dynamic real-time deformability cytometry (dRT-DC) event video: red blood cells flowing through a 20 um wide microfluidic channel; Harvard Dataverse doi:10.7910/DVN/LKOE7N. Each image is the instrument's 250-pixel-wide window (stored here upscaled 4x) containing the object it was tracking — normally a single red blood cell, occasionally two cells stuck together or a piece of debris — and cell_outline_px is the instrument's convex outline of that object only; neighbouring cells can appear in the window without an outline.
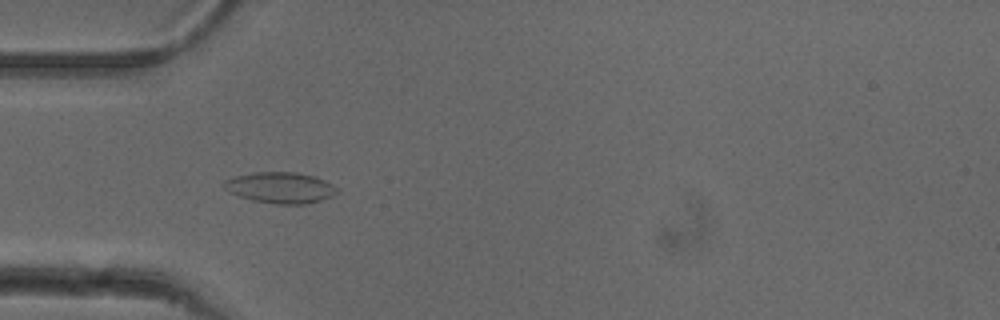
{"species": "common noctule bat (a hibernating species)", "species_latin": "Nyctalus noctula", "temperature_condition": "cold", "stored_images_in_passage": 19, "camera_frame_rate_fps": 3000, "um_per_image_px": 0.085, "animal": {"sex": "female"}, "frame": {"image": 1, "passage_image": 2, "time_ms": 0.333, "image_size_px": [1000, 320], "cell_outline_px": [[340, 192], [332, 196], [320, 200], [304, 204], [276, 204], [252, 200], [240, 196], [224, 188], [220, 184], [224, 180], [236, 176], [252, 172], [296, 172], [312, 176], [324, 180], [340, 188]], "centroid_in_image_um": [23.84, 15.94], "position_along_channel_um": 61.2, "area_um2": 20.46}}
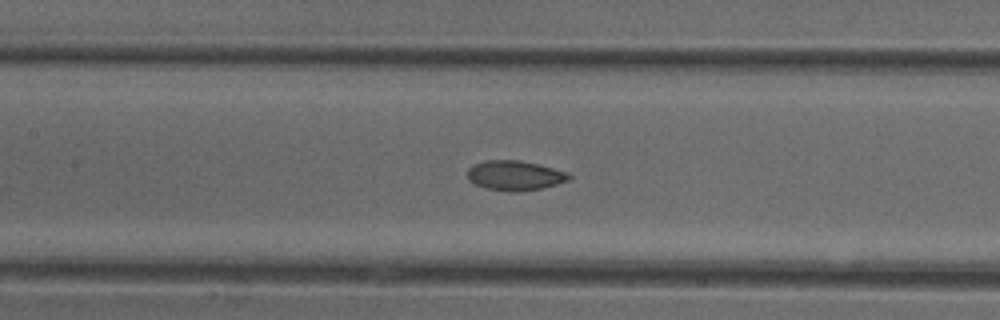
{"frame": {"image": 2, "passage_image": 10, "time_ms": 3.0, "image_size_px": [1000, 320], "cell_outline_px": [[572, 176], [568, 180], [556, 184], [540, 188], [516, 192], [508, 192], [488, 188], [476, 184], [468, 180], [468, 168], [472, 164], [484, 160], [520, 160], [568, 172]], "centroid_in_image_um": [43.73, 14.91], "position_along_channel_um": 163.7, "area_um2": 17.51}}
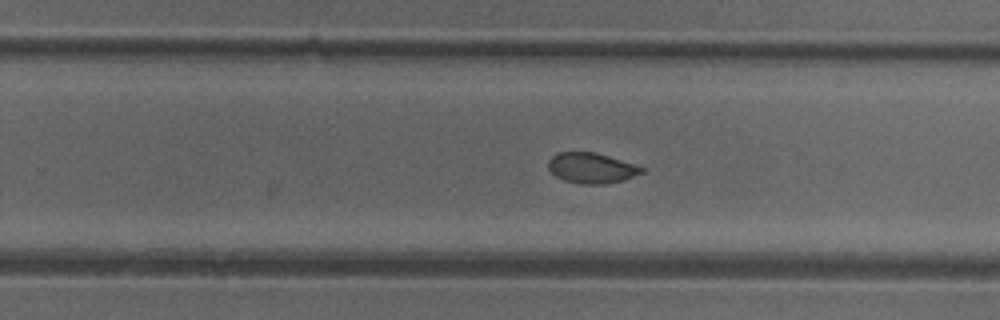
{"frame": {"image": 3, "passage_image": 19, "time_ms": 6.0, "image_size_px": [1000, 320], "cell_outline_px": [[644, 172], [624, 180], [604, 184], [580, 184], [564, 180], [556, 176], [548, 168], [548, 160], [556, 152], [596, 152], [644, 168]], "centroid_in_image_um": [50.24, 14.28], "position_along_channel_um": 279.6, "area_um2": 16.47}}